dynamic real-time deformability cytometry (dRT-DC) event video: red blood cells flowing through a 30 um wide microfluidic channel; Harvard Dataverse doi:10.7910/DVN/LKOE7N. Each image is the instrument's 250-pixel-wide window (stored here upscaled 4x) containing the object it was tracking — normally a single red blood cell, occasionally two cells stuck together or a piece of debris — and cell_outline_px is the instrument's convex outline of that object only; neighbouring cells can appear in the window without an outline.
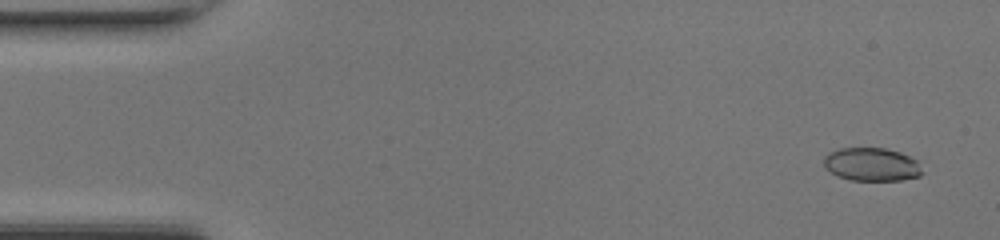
{"species": "common noctule bat (a hibernating species)", "species_latin": "Nyctalus noctula", "temperature_condition": "room temperature", "stored_images_in_passage": 49, "camera_frame_rate_fps": 3000, "um_per_image_px": 0.085, "animal": {"sex": "female", "body_mass_g": 17.0, "forearm_length_mm": 48.0}, "frame": {"image": 1, "passage_image": 3, "time_ms": 0.667, "image_size_px": [1000, 240], "cell_outline_px": [[924, 172], [920, 176], [900, 180], [852, 180], [836, 176], [824, 168], [824, 156], [828, 152], [840, 148], [884, 148], [900, 152], [916, 160]], "centroid_in_image_um": [74.06, 13.98], "position_along_channel_um": 10.9, "area_um2": 19.19}}
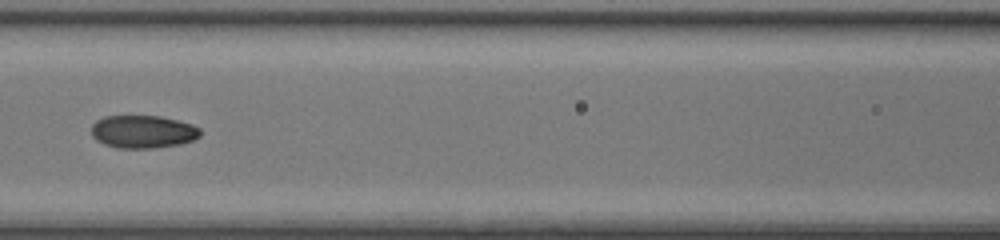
{"frame": {"image": 2, "passage_image": 22, "time_ms": 7.0, "image_size_px": [1000, 240], "cell_outline_px": [[200, 136], [192, 140], [180, 144], [152, 148], [116, 148], [104, 144], [96, 140], [92, 136], [92, 124], [96, 120], [104, 116], [160, 116], [192, 124], [200, 128]], "centroid_in_image_um": [12.13, 11.19], "position_along_channel_um": 154.5, "area_um2": 20.87}}
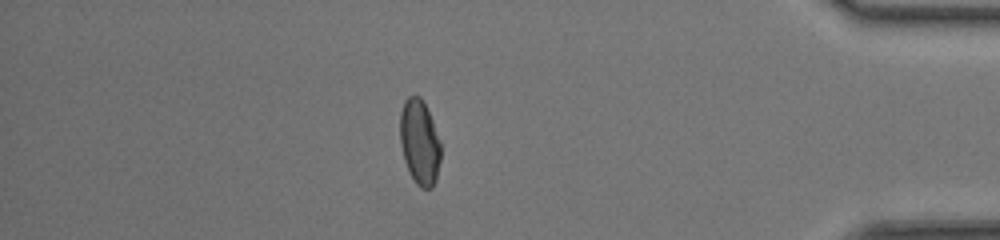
{"frame": {"image": 3, "passage_image": 42, "time_ms": 13.667, "image_size_px": [1000, 240], "cell_outline_px": [[440, 160], [436, 180], [432, 188], [420, 188], [416, 184], [408, 172], [404, 160], [400, 144], [400, 112], [404, 100], [408, 96], [420, 96], [432, 120], [440, 140]], "centroid_in_image_um": [35.65, 12.11], "position_along_channel_um": 399.6, "area_um2": 20.29}, "authors_computed_cell_mechanics": {"area_um2": 20.4034, "velocity_mm_per_s": 4.3216, "shape_relaxation_time_tau1_ms": 9.0614, "shape_relaxation_time_tau2_ms": 1.0128, "deformation_change_tau1": 0.2085, "deformation_change_tau2": 0.0478}}